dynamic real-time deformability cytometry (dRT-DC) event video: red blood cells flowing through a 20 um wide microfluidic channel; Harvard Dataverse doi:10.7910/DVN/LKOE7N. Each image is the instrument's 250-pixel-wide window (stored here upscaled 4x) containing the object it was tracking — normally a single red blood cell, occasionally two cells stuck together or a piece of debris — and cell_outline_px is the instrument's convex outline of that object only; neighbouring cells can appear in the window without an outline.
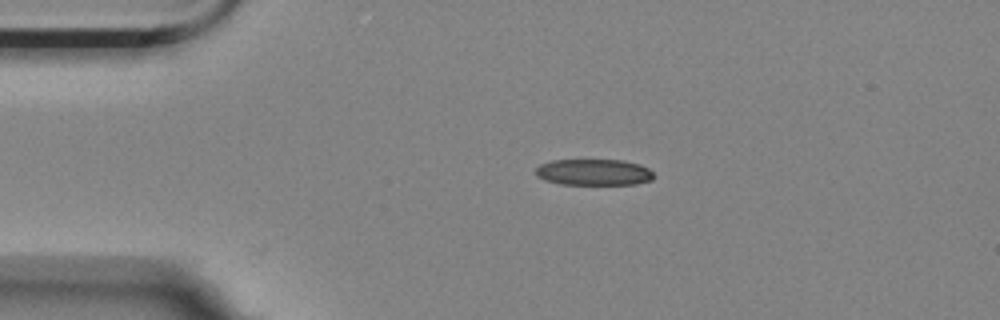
{"species": "Egyptian fruit bat (a non-hibernating species)", "species_latin": "Rousettus aegyptiacus", "temperature_condition": "room temperature", "stored_images_in_passage": 7, "camera_frame_rate_fps": 3000, "um_per_image_px": 0.085, "animal": {"sex": "female"}, "frame": {"image": 1, "passage_image": 2, "time_ms": 0.333, "image_size_px": [1000, 320], "cell_outline_px": [[656, 176], [652, 180], [636, 184], [560, 184], [544, 180], [536, 176], [536, 168], [540, 164], [552, 160], [624, 160], [640, 164], [648, 168]], "centroid_in_image_um": [50.49, 14.64], "position_along_channel_um": 34.5, "area_um2": 18.21}}
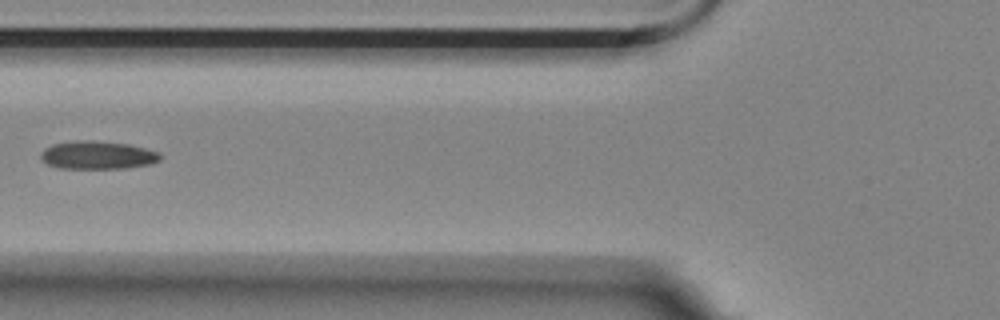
{"frame": {"image": 2, "passage_image": 5, "time_ms": 1.333, "image_size_px": [1000, 320], "cell_outline_px": [[160, 160], [152, 164], [128, 168], [60, 168], [48, 164], [40, 160], [40, 152], [44, 148], [52, 144], [76, 140], [92, 140], [128, 144], [160, 152]], "centroid_in_image_um": [8.27, 13.18], "position_along_channel_um": 117.5, "area_um2": 19.71}}
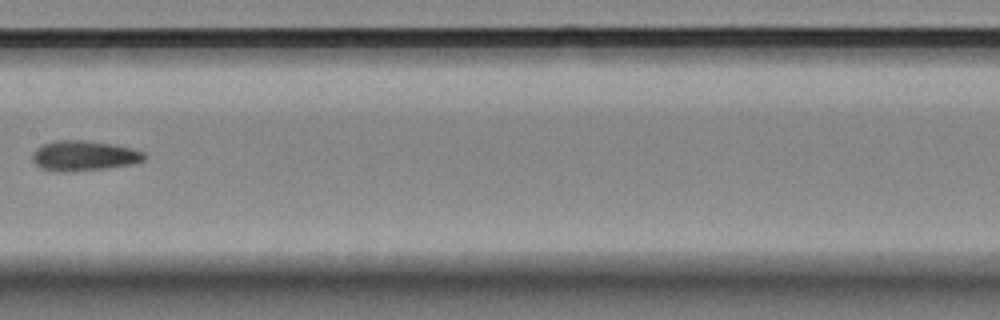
{"frame": {"image": 3, "passage_image": 7, "time_ms": 2.0, "image_size_px": [1000, 320], "cell_outline_px": [[148, 156], [144, 160], [132, 164], [104, 168], [64, 172], [52, 172], [40, 168], [32, 160], [32, 152], [36, 148], [44, 144], [56, 140], [84, 140], [112, 144], [132, 148], [144, 152]], "centroid_in_image_um": [7.11, 13.24], "position_along_channel_um": 200.3, "area_um2": 19.77}}